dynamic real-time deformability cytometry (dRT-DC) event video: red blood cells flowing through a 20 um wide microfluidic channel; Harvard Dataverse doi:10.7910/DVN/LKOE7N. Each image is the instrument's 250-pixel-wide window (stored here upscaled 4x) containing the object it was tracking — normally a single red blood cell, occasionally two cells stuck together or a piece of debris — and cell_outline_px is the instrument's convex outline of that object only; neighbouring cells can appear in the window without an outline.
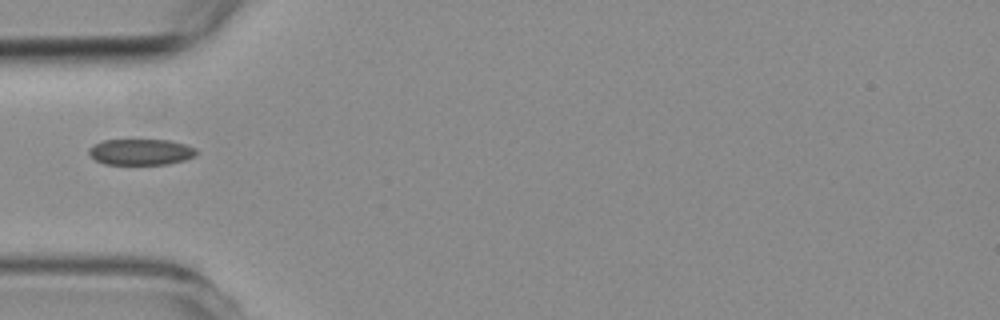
{"species": "common noctule bat (a hibernating species)", "species_latin": "Nyctalus noctula", "temperature_condition": "room temperature", "stored_images_in_passage": 4, "camera_frame_rate_fps": 3000, "um_per_image_px": 0.085, "animal": {"sex": "female", "body_mass_g": 19.3, "forearm_length_mm": 54.1}, "frame": {"image": 1, "passage_image": 3, "time_ms": 2.333, "image_size_px": [1000, 320], "cell_outline_px": [[200, 152], [196, 156], [184, 160], [168, 164], [104, 164], [96, 160], [88, 152], [88, 148], [92, 144], [104, 140], [168, 140], [184, 144], [196, 148]], "centroid_in_image_um": [11.99, 12.91], "position_along_channel_um": 73.0, "area_um2": 16.42}}
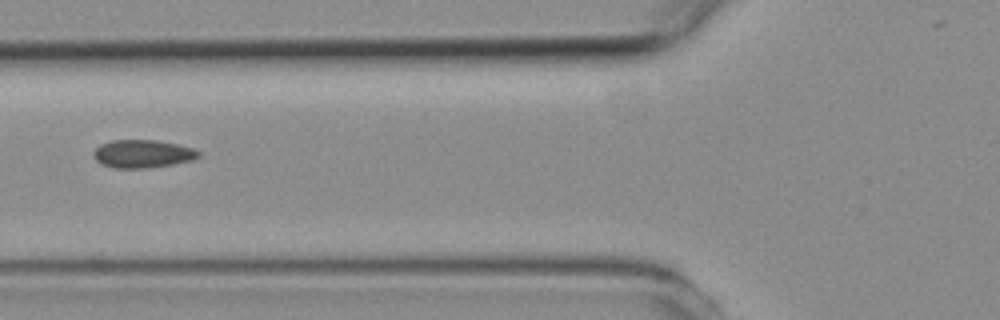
{"frame": {"image": 2, "passage_image": 4, "time_ms": 3.333, "image_size_px": [1000, 320], "cell_outline_px": [[200, 156], [192, 160], [172, 164], [148, 168], [112, 168], [100, 164], [92, 156], [92, 152], [100, 144], [112, 140], [156, 140], [176, 144], [192, 148], [200, 152]], "centroid_in_image_um": [12.07, 13.08], "position_along_channel_um": 113.7, "area_um2": 17.22}}